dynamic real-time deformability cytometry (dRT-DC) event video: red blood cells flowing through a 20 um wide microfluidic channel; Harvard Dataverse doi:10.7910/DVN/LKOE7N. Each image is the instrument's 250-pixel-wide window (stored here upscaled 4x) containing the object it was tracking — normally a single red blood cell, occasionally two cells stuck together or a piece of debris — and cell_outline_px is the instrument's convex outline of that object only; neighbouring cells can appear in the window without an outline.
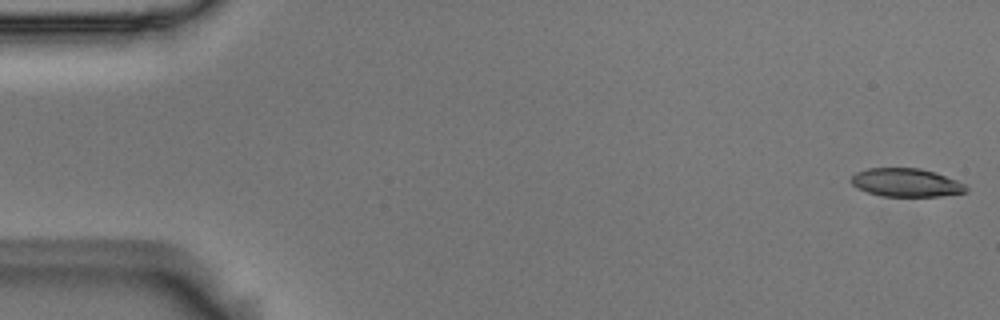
{"species": "Egyptian fruit bat (a non-hibernating species)", "species_latin": "Rousettus aegyptiacus", "temperature_condition": "room temperature", "stored_images_in_passage": 52, "camera_frame_rate_fps": 3000, "um_per_image_px": 0.085, "animal": {"sex": "male"}, "frame": {"image": 1, "passage_image": 1, "time_ms": 0.0, "image_size_px": [1000, 320], "cell_outline_px": [[968, 192], [940, 196], [880, 196], [868, 192], [852, 184], [852, 176], [856, 172], [868, 168], [920, 168], [936, 172], [956, 180], [964, 184], [968, 188]], "centroid_in_image_um": [77.06, 15.52], "position_along_channel_um": 7.9, "area_um2": 18.9}}
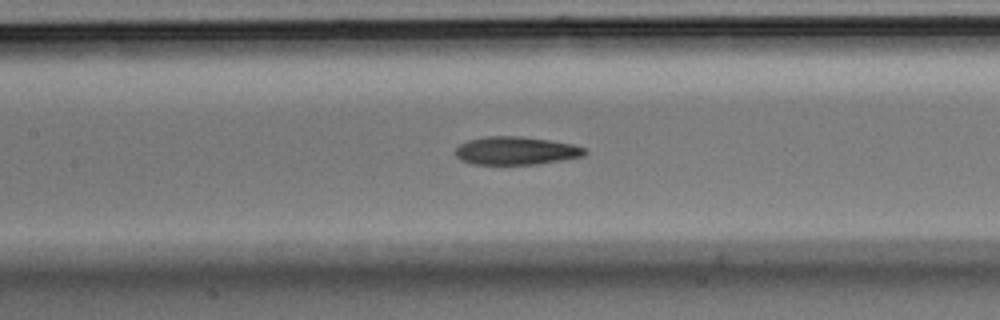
{"frame": {"image": 2, "passage_image": 25, "time_ms": 8.0, "image_size_px": [1000, 320], "cell_outline_px": [[588, 152], [584, 156], [564, 160], [540, 164], [472, 164], [460, 160], [456, 156], [456, 148], [460, 144], [468, 140], [484, 136], [516, 136], [548, 140], [572, 144], [584, 148]], "centroid_in_image_um": [43.86, 12.82], "position_along_channel_um": 163.5, "area_um2": 21.21}}
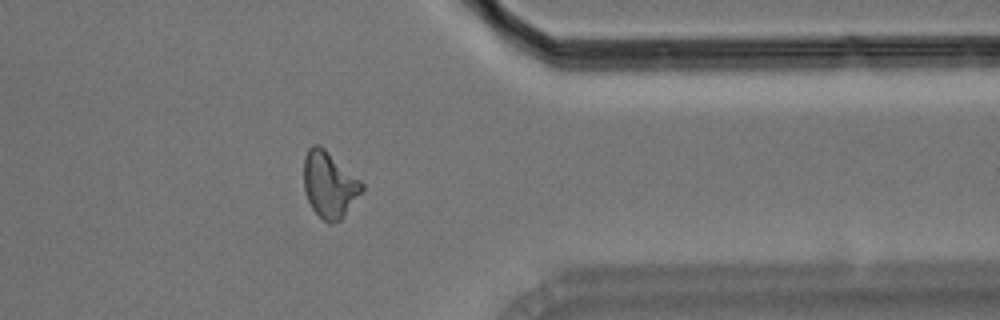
{"frame": {"image": 3, "passage_image": 44, "time_ms": 14.333, "image_size_px": [1000, 320], "cell_outline_px": [[364, 188], [344, 216], [340, 220], [328, 224], [312, 208], [304, 192], [304, 156], [308, 148], [312, 144], [320, 144], [360, 180], [364, 184]], "centroid_in_image_um": [27.97, 15.67], "position_along_channel_um": 383.4, "area_um2": 22.25}, "authors_computed_cell_mechanics": {"area_um2": 21.1548, "velocity_mm_per_s": 3.6556, "shape_relaxation_time_tau1_ms": null, "shape_relaxation_time_tau2_ms": 2.0514, "deformation_change_tau1": null, "deformation_change_tau2": 0.1002}}